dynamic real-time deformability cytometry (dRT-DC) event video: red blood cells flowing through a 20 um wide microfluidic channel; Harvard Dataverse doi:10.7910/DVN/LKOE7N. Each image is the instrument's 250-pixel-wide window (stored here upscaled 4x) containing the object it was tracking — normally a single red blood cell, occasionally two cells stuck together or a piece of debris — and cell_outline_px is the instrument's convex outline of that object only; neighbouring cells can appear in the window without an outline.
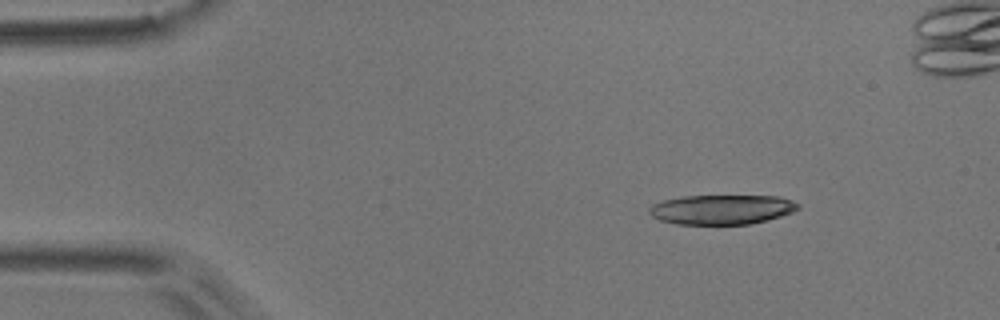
{"species": "common noctule bat (a hibernating species)", "species_latin": "Nyctalus noctula", "temperature_condition": "room temperature", "stored_images_in_passage": 4, "camera_frame_rate_fps": 3000, "um_per_image_px": 0.085, "animal": {"sex": "male", "body_mass_g": 17.9}, "frame": {"image": 1, "passage_image": 1, "time_ms": 0.0, "image_size_px": [1000, 320], "cell_outline_px": [[800, 208], [792, 212], [768, 220], [748, 224], [676, 224], [660, 220], [652, 216], [648, 212], [648, 208], [652, 204], [664, 200], [680, 196], [780, 196], [792, 200], [800, 204]], "centroid_in_image_um": [61.35, 17.8], "position_along_channel_um": 23.7, "area_um2": 25.84}}